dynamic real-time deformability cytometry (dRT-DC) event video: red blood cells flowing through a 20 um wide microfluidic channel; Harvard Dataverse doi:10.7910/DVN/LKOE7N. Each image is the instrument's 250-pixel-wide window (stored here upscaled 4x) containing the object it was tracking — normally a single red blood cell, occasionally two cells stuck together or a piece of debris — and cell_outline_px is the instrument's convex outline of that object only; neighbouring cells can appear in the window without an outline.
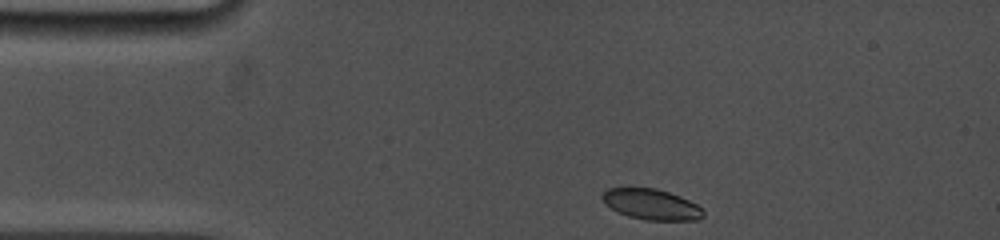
{"species": "common noctule bat (a hibernating species)", "species_latin": "Nyctalus noctula", "temperature_condition": "cold", "stored_images_in_passage": 43, "camera_frame_rate_fps": 5000, "um_per_image_px": 0.085, "animal": {"sex": "female", "body_mass_g": 19.0, "forearm_length_mm": 53.3}, "frame": {"image": 1, "passage_image": 1, "time_ms": 0.0, "image_size_px": [1000, 240], "cell_outline_px": [[704, 216], [696, 220], [644, 220], [628, 216], [604, 204], [600, 196], [608, 188], [656, 188], [680, 196], [696, 204], [704, 212]], "centroid_in_image_um": [55.35, 17.37], "position_along_channel_um": 29.7, "area_um2": 17.92}}
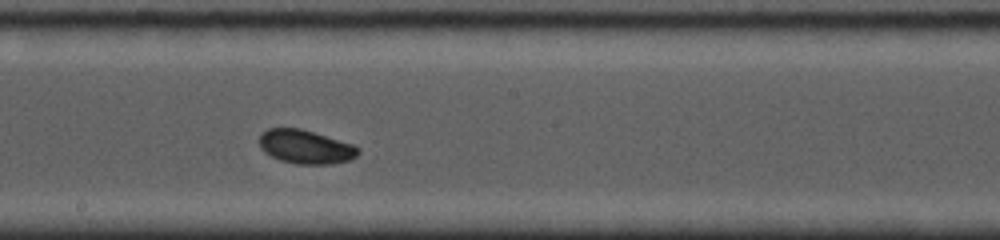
{"frame": {"image": 2, "passage_image": 22, "time_ms": 6.2, "image_size_px": [1000, 240], "cell_outline_px": [[360, 152], [352, 160], [332, 164], [296, 164], [280, 160], [264, 152], [260, 148], [260, 132], [268, 128], [300, 128], [352, 144], [360, 148]], "centroid_in_image_um": [25.97, 12.49], "position_along_channel_um": 222.2, "area_um2": 19.54}}
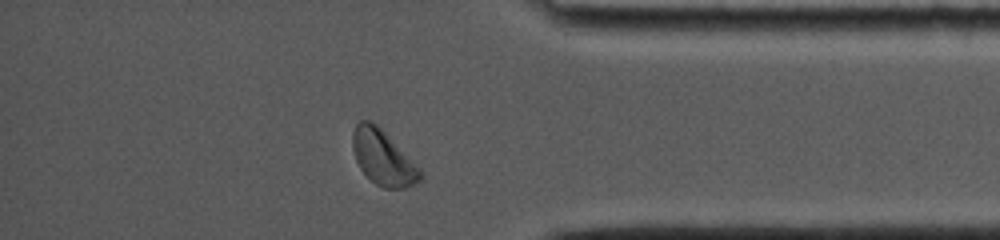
{"frame": {"image": 3, "passage_image": 39, "time_ms": 11.0, "image_size_px": [1000, 240], "cell_outline_px": [[424, 176], [416, 184], [404, 188], [384, 188], [376, 184], [360, 168], [356, 160], [352, 148], [352, 132], [356, 124], [360, 120], [368, 120], [376, 124], [420, 168]], "centroid_in_image_um": [32.55, 13.41], "position_along_channel_um": 402.6, "area_um2": 21.39}, "authors_computed_cell_mechanics": {"area_um2": 19.652, "velocity_mm_per_s": 3.8829, "shape_relaxation_time_tau1_ms": 2.4715, "shape_relaxation_time_tau2_ms": null, "deformation_change_tau1": 0.1049, "deformation_change_tau2": null}}